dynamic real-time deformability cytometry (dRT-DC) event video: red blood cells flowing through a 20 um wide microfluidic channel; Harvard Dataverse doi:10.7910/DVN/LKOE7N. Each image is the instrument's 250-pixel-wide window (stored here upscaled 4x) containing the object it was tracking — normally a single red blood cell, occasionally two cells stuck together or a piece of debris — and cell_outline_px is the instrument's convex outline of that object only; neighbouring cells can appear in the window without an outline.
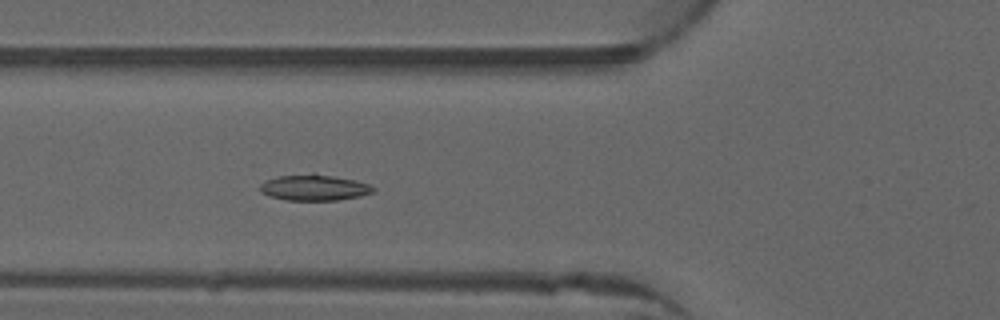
{"species": "common noctule bat (a hibernating species)", "species_latin": "Nyctalus noctula", "temperature_condition": "warm", "stored_images_in_passage": 50, "camera_frame_rate_fps": 3000, "um_per_image_px": 0.085, "animal": {"sex": "male", "forearm_length_mm": 52.5}, "frame": {"image": 1, "passage_image": 18, "time_ms": 5.667, "image_size_px": [1000, 320], "cell_outline_px": [[376, 188], [372, 192], [360, 196], [336, 200], [284, 200], [268, 196], [260, 192], [260, 184], [264, 180], [276, 176], [312, 172], [356, 180], [368, 184]], "centroid_in_image_um": [26.65, 15.92], "position_along_channel_um": 99.2, "area_um2": 17.46}}
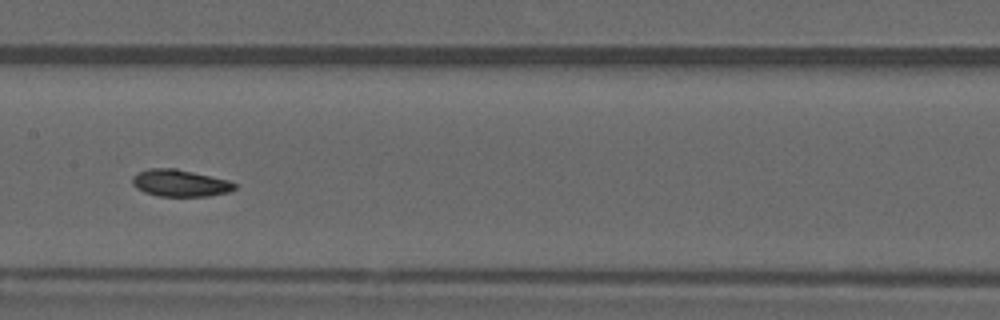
{"frame": {"image": 2, "passage_image": 25, "time_ms": 8.0, "image_size_px": [1000, 320], "cell_outline_px": [[236, 188], [228, 192], [208, 196], [160, 196], [144, 192], [136, 188], [132, 184], [132, 176], [136, 172], [148, 168], [176, 168], [228, 180], [236, 184]], "centroid_in_image_um": [15.26, 15.55], "position_along_channel_um": 192.1, "area_um2": 16.13}}
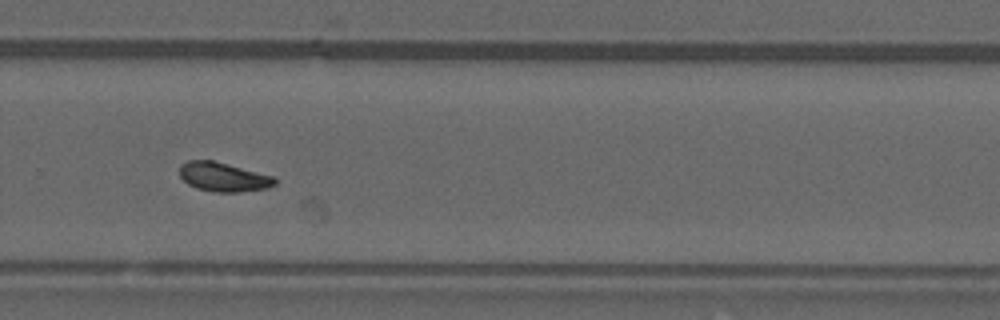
{"frame": {"image": 3, "passage_image": 34, "time_ms": 11.0, "image_size_px": [1000, 320], "cell_outline_px": [[276, 184], [268, 188], [240, 192], [216, 192], [196, 188], [188, 184], [180, 176], [180, 164], [188, 160], [212, 160], [276, 176]], "centroid_in_image_um": [19.01, 15.04], "position_along_channel_um": 310.8, "area_um2": 16.3}}